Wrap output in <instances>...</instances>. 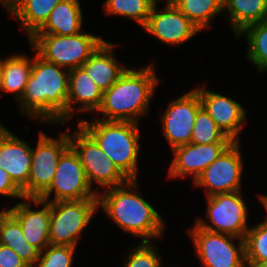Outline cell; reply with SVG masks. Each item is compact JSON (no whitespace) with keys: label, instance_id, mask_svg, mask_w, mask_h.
Returning <instances> with one entry per match:
<instances>
[{"label":"cell","instance_id":"cell-1","mask_svg":"<svg viewBox=\"0 0 267 267\" xmlns=\"http://www.w3.org/2000/svg\"><path fill=\"white\" fill-rule=\"evenodd\" d=\"M68 83V69L36 53L25 90L17 100L20 113L42 123H64L67 121Z\"/></svg>","mask_w":267,"mask_h":267},{"label":"cell","instance_id":"cell-2","mask_svg":"<svg viewBox=\"0 0 267 267\" xmlns=\"http://www.w3.org/2000/svg\"><path fill=\"white\" fill-rule=\"evenodd\" d=\"M133 189H138L137 180L98 193V207L124 232L141 238V242L161 238L165 221L152 204Z\"/></svg>","mask_w":267,"mask_h":267},{"label":"cell","instance_id":"cell-3","mask_svg":"<svg viewBox=\"0 0 267 267\" xmlns=\"http://www.w3.org/2000/svg\"><path fill=\"white\" fill-rule=\"evenodd\" d=\"M153 64L137 71L131 68L105 92L97 110L106 121L139 123L141 115H148L150 99L159 84Z\"/></svg>","mask_w":267,"mask_h":267},{"label":"cell","instance_id":"cell-4","mask_svg":"<svg viewBox=\"0 0 267 267\" xmlns=\"http://www.w3.org/2000/svg\"><path fill=\"white\" fill-rule=\"evenodd\" d=\"M78 125L129 180H137L140 124L101 118L86 121L80 118Z\"/></svg>","mask_w":267,"mask_h":267},{"label":"cell","instance_id":"cell-5","mask_svg":"<svg viewBox=\"0 0 267 267\" xmlns=\"http://www.w3.org/2000/svg\"><path fill=\"white\" fill-rule=\"evenodd\" d=\"M28 40L33 53L68 70L81 67L105 41L84 31L67 36L34 34Z\"/></svg>","mask_w":267,"mask_h":267},{"label":"cell","instance_id":"cell-6","mask_svg":"<svg viewBox=\"0 0 267 267\" xmlns=\"http://www.w3.org/2000/svg\"><path fill=\"white\" fill-rule=\"evenodd\" d=\"M98 208V199L51 202L50 245L76 247Z\"/></svg>","mask_w":267,"mask_h":267},{"label":"cell","instance_id":"cell-7","mask_svg":"<svg viewBox=\"0 0 267 267\" xmlns=\"http://www.w3.org/2000/svg\"><path fill=\"white\" fill-rule=\"evenodd\" d=\"M73 131L69 134V144L78 155L91 188L94 182L107 190L129 181L79 125Z\"/></svg>","mask_w":267,"mask_h":267},{"label":"cell","instance_id":"cell-8","mask_svg":"<svg viewBox=\"0 0 267 267\" xmlns=\"http://www.w3.org/2000/svg\"><path fill=\"white\" fill-rule=\"evenodd\" d=\"M69 147L68 132L50 138L40 131L37 147L32 148L28 184L22 189L25 198H39L50 187L58 161Z\"/></svg>","mask_w":267,"mask_h":267},{"label":"cell","instance_id":"cell-9","mask_svg":"<svg viewBox=\"0 0 267 267\" xmlns=\"http://www.w3.org/2000/svg\"><path fill=\"white\" fill-rule=\"evenodd\" d=\"M195 252L204 267H247L245 262L244 239L211 232L196 224L189 229ZM239 239L235 246L232 240Z\"/></svg>","mask_w":267,"mask_h":267},{"label":"cell","instance_id":"cell-10","mask_svg":"<svg viewBox=\"0 0 267 267\" xmlns=\"http://www.w3.org/2000/svg\"><path fill=\"white\" fill-rule=\"evenodd\" d=\"M241 191L216 194L207 197V224L204 219H197L195 224L211 232L245 238L247 225V205Z\"/></svg>","mask_w":267,"mask_h":267},{"label":"cell","instance_id":"cell-11","mask_svg":"<svg viewBox=\"0 0 267 267\" xmlns=\"http://www.w3.org/2000/svg\"><path fill=\"white\" fill-rule=\"evenodd\" d=\"M94 190V191H93ZM88 183L84 168L69 147L60 157L50 187L39 197L45 202L98 199V192ZM54 192V199L49 200Z\"/></svg>","mask_w":267,"mask_h":267},{"label":"cell","instance_id":"cell-12","mask_svg":"<svg viewBox=\"0 0 267 267\" xmlns=\"http://www.w3.org/2000/svg\"><path fill=\"white\" fill-rule=\"evenodd\" d=\"M240 142H233L194 181L195 187L206 188V197L241 191L243 163Z\"/></svg>","mask_w":267,"mask_h":267},{"label":"cell","instance_id":"cell-13","mask_svg":"<svg viewBox=\"0 0 267 267\" xmlns=\"http://www.w3.org/2000/svg\"><path fill=\"white\" fill-rule=\"evenodd\" d=\"M201 107L196 90H191L169 103L161 121L163 133L172 149L191 143L192 129Z\"/></svg>","mask_w":267,"mask_h":267},{"label":"cell","instance_id":"cell-14","mask_svg":"<svg viewBox=\"0 0 267 267\" xmlns=\"http://www.w3.org/2000/svg\"><path fill=\"white\" fill-rule=\"evenodd\" d=\"M156 5H153L150 16L142 28L163 43L177 46L201 31L173 3H166L161 11L157 10Z\"/></svg>","mask_w":267,"mask_h":267},{"label":"cell","instance_id":"cell-15","mask_svg":"<svg viewBox=\"0 0 267 267\" xmlns=\"http://www.w3.org/2000/svg\"><path fill=\"white\" fill-rule=\"evenodd\" d=\"M232 143L195 144L189 143L171 149L174 158L168 170V177L193 176L196 178L215 161Z\"/></svg>","mask_w":267,"mask_h":267},{"label":"cell","instance_id":"cell-16","mask_svg":"<svg viewBox=\"0 0 267 267\" xmlns=\"http://www.w3.org/2000/svg\"><path fill=\"white\" fill-rule=\"evenodd\" d=\"M195 90L199 94L202 107L216 125L233 142H239V134L247 115L245 108L230 97L212 92L205 87H198Z\"/></svg>","mask_w":267,"mask_h":267},{"label":"cell","instance_id":"cell-17","mask_svg":"<svg viewBox=\"0 0 267 267\" xmlns=\"http://www.w3.org/2000/svg\"><path fill=\"white\" fill-rule=\"evenodd\" d=\"M24 200L25 202L19 201L12 208L6 209L19 221L28 243L42 252L50 245L51 202H45L39 198H24ZM32 202L36 207L39 205L43 207L39 210H32Z\"/></svg>","mask_w":267,"mask_h":267},{"label":"cell","instance_id":"cell-18","mask_svg":"<svg viewBox=\"0 0 267 267\" xmlns=\"http://www.w3.org/2000/svg\"><path fill=\"white\" fill-rule=\"evenodd\" d=\"M32 147L0 124V168L22 190L30 176Z\"/></svg>","mask_w":267,"mask_h":267},{"label":"cell","instance_id":"cell-19","mask_svg":"<svg viewBox=\"0 0 267 267\" xmlns=\"http://www.w3.org/2000/svg\"><path fill=\"white\" fill-rule=\"evenodd\" d=\"M102 98V90L81 67L69 70L67 120H71L74 115L73 103L79 104L77 111L97 112Z\"/></svg>","mask_w":267,"mask_h":267},{"label":"cell","instance_id":"cell-20","mask_svg":"<svg viewBox=\"0 0 267 267\" xmlns=\"http://www.w3.org/2000/svg\"><path fill=\"white\" fill-rule=\"evenodd\" d=\"M116 44L104 41L81 66L102 92L107 91L127 70L113 54Z\"/></svg>","mask_w":267,"mask_h":267},{"label":"cell","instance_id":"cell-21","mask_svg":"<svg viewBox=\"0 0 267 267\" xmlns=\"http://www.w3.org/2000/svg\"><path fill=\"white\" fill-rule=\"evenodd\" d=\"M79 0H63L51 11L35 34L76 35L82 32L83 16Z\"/></svg>","mask_w":267,"mask_h":267},{"label":"cell","instance_id":"cell-22","mask_svg":"<svg viewBox=\"0 0 267 267\" xmlns=\"http://www.w3.org/2000/svg\"><path fill=\"white\" fill-rule=\"evenodd\" d=\"M63 0H13L7 7L30 39L47 21L53 8Z\"/></svg>","mask_w":267,"mask_h":267},{"label":"cell","instance_id":"cell-23","mask_svg":"<svg viewBox=\"0 0 267 267\" xmlns=\"http://www.w3.org/2000/svg\"><path fill=\"white\" fill-rule=\"evenodd\" d=\"M0 244L13 249L30 267L40 255V251L24 238L19 221L6 209L0 212Z\"/></svg>","mask_w":267,"mask_h":267},{"label":"cell","instance_id":"cell-24","mask_svg":"<svg viewBox=\"0 0 267 267\" xmlns=\"http://www.w3.org/2000/svg\"><path fill=\"white\" fill-rule=\"evenodd\" d=\"M223 9L236 37L248 25L267 21V0H223Z\"/></svg>","mask_w":267,"mask_h":267},{"label":"cell","instance_id":"cell-25","mask_svg":"<svg viewBox=\"0 0 267 267\" xmlns=\"http://www.w3.org/2000/svg\"><path fill=\"white\" fill-rule=\"evenodd\" d=\"M33 59L25 55H12L2 60V91L14 93L16 100L22 97L28 82ZM18 98V99H17Z\"/></svg>","mask_w":267,"mask_h":267},{"label":"cell","instance_id":"cell-26","mask_svg":"<svg viewBox=\"0 0 267 267\" xmlns=\"http://www.w3.org/2000/svg\"><path fill=\"white\" fill-rule=\"evenodd\" d=\"M173 4L201 31L223 13V0H175Z\"/></svg>","mask_w":267,"mask_h":267},{"label":"cell","instance_id":"cell-27","mask_svg":"<svg viewBox=\"0 0 267 267\" xmlns=\"http://www.w3.org/2000/svg\"><path fill=\"white\" fill-rule=\"evenodd\" d=\"M246 37L248 49L246 58L248 61L256 65L260 72L267 70V21L254 23L245 27L240 33V36Z\"/></svg>","mask_w":267,"mask_h":267},{"label":"cell","instance_id":"cell-28","mask_svg":"<svg viewBox=\"0 0 267 267\" xmlns=\"http://www.w3.org/2000/svg\"><path fill=\"white\" fill-rule=\"evenodd\" d=\"M244 249L247 267H255L258 263L267 261V218L248 229Z\"/></svg>","mask_w":267,"mask_h":267},{"label":"cell","instance_id":"cell-29","mask_svg":"<svg viewBox=\"0 0 267 267\" xmlns=\"http://www.w3.org/2000/svg\"><path fill=\"white\" fill-rule=\"evenodd\" d=\"M155 3L152 0H106V15L132 18L142 27L146 24Z\"/></svg>","mask_w":267,"mask_h":267},{"label":"cell","instance_id":"cell-30","mask_svg":"<svg viewBox=\"0 0 267 267\" xmlns=\"http://www.w3.org/2000/svg\"><path fill=\"white\" fill-rule=\"evenodd\" d=\"M191 143L212 144L233 143V141L222 132L206 110L201 107L197 112L192 129Z\"/></svg>","mask_w":267,"mask_h":267},{"label":"cell","instance_id":"cell-31","mask_svg":"<svg viewBox=\"0 0 267 267\" xmlns=\"http://www.w3.org/2000/svg\"><path fill=\"white\" fill-rule=\"evenodd\" d=\"M152 242H141L131 249L124 267H163L161 255Z\"/></svg>","mask_w":267,"mask_h":267},{"label":"cell","instance_id":"cell-32","mask_svg":"<svg viewBox=\"0 0 267 267\" xmlns=\"http://www.w3.org/2000/svg\"><path fill=\"white\" fill-rule=\"evenodd\" d=\"M76 247L48 245L33 267H71Z\"/></svg>","mask_w":267,"mask_h":267},{"label":"cell","instance_id":"cell-33","mask_svg":"<svg viewBox=\"0 0 267 267\" xmlns=\"http://www.w3.org/2000/svg\"><path fill=\"white\" fill-rule=\"evenodd\" d=\"M0 194L24 199L22 190L14 183L9 174L0 168Z\"/></svg>","mask_w":267,"mask_h":267},{"label":"cell","instance_id":"cell-34","mask_svg":"<svg viewBox=\"0 0 267 267\" xmlns=\"http://www.w3.org/2000/svg\"><path fill=\"white\" fill-rule=\"evenodd\" d=\"M0 267H30L11 248L0 244Z\"/></svg>","mask_w":267,"mask_h":267},{"label":"cell","instance_id":"cell-35","mask_svg":"<svg viewBox=\"0 0 267 267\" xmlns=\"http://www.w3.org/2000/svg\"><path fill=\"white\" fill-rule=\"evenodd\" d=\"M12 1L13 0H0V4L7 8Z\"/></svg>","mask_w":267,"mask_h":267},{"label":"cell","instance_id":"cell-36","mask_svg":"<svg viewBox=\"0 0 267 267\" xmlns=\"http://www.w3.org/2000/svg\"><path fill=\"white\" fill-rule=\"evenodd\" d=\"M2 89V59L0 57V90Z\"/></svg>","mask_w":267,"mask_h":267},{"label":"cell","instance_id":"cell-37","mask_svg":"<svg viewBox=\"0 0 267 267\" xmlns=\"http://www.w3.org/2000/svg\"><path fill=\"white\" fill-rule=\"evenodd\" d=\"M261 204L263 205L265 211L267 212V199H261Z\"/></svg>","mask_w":267,"mask_h":267},{"label":"cell","instance_id":"cell-38","mask_svg":"<svg viewBox=\"0 0 267 267\" xmlns=\"http://www.w3.org/2000/svg\"><path fill=\"white\" fill-rule=\"evenodd\" d=\"M255 267H267V261L258 263Z\"/></svg>","mask_w":267,"mask_h":267},{"label":"cell","instance_id":"cell-39","mask_svg":"<svg viewBox=\"0 0 267 267\" xmlns=\"http://www.w3.org/2000/svg\"><path fill=\"white\" fill-rule=\"evenodd\" d=\"M155 4H157V2L161 1V0H152ZM166 1V3H173L175 0H164Z\"/></svg>","mask_w":267,"mask_h":267},{"label":"cell","instance_id":"cell-40","mask_svg":"<svg viewBox=\"0 0 267 267\" xmlns=\"http://www.w3.org/2000/svg\"><path fill=\"white\" fill-rule=\"evenodd\" d=\"M259 199H260V201H261V199H267V195H263L262 194V195H260V198Z\"/></svg>","mask_w":267,"mask_h":267}]
</instances>
